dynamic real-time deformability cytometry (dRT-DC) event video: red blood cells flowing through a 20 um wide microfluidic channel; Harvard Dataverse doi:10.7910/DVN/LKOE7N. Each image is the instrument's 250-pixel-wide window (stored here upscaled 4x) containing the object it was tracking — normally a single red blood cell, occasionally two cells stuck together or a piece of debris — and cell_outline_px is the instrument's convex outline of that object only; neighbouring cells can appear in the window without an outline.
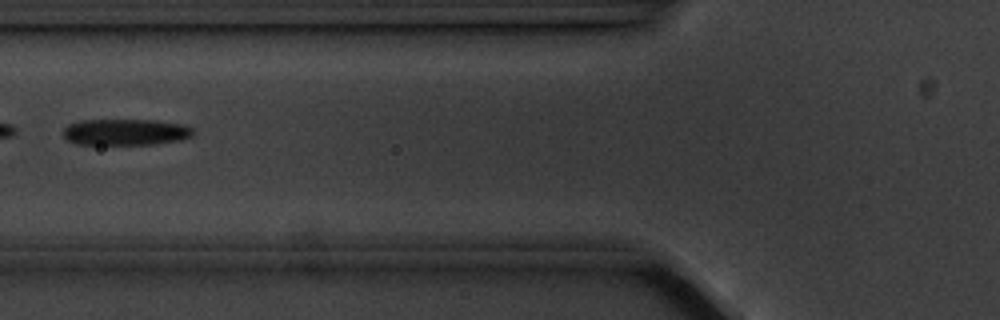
{"species": "common noctule bat (a hibernating species)", "species_latin": "Nyctalus noctula", "temperature_condition": "cold", "stored_images_in_passage": 9, "camera_frame_rate_fps": 3000, "um_per_image_px": 0.085, "animal": {"sex": "male", "body_mass_g": 20.1, "forearm_length_mm": 53.5}, "frame": {"image": 1, "passage_image": 2, "time_ms": 1.333, "image_size_px": [1000, 320], "cell_outline_px": [[192, 136], [180, 140], [152, 144], [76, 144], [68, 140], [64, 136], [64, 128], [68, 124], [84, 120], [156, 120], [184, 124], [192, 128]], "centroid_in_image_um": [10.68, 11.22], "position_along_channel_um": 115.1, "area_um2": 19.83}}